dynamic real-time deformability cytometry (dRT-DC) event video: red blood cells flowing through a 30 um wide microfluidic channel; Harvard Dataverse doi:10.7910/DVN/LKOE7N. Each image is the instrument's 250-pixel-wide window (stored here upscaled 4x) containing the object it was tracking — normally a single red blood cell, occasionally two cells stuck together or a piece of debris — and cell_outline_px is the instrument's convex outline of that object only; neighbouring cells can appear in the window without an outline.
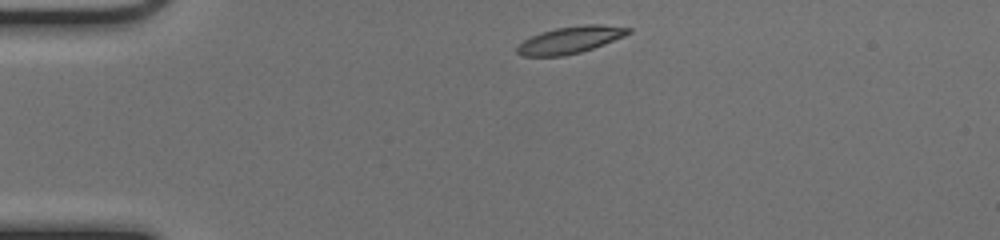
{"species": "common noctule bat (a hibernating species)", "species_latin": "Nyctalus noctula", "temperature_condition": "cold", "stored_images_in_passage": 41, "camera_frame_rate_fps": 3000, "um_per_image_px": 0.085, "animal": {"sex": "female", "body_mass_g": 17.0, "forearm_length_mm": 48.0}, "frame": {"image": 1, "passage_image": 1, "time_ms": 0.0, "image_size_px": [1000, 240], "cell_outline_px": [[632, 32], [624, 36], [604, 44], [580, 52], [564, 56], [520, 56], [516, 52], [516, 48], [524, 40], [540, 32], [556, 28], [584, 24], [600, 24], [632, 28]], "centroid_in_image_um": [48.47, 3.39], "position_along_channel_um": 36.5, "area_um2": 17.46}}
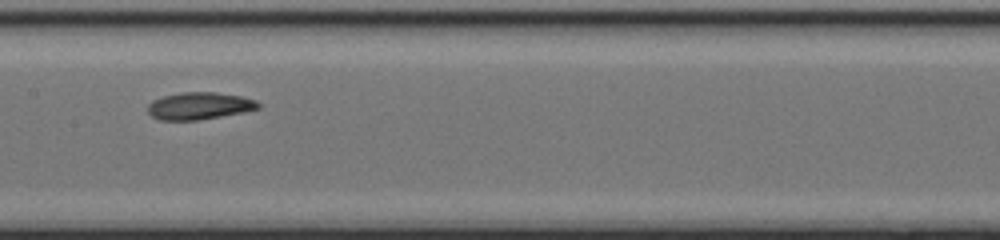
{"frame": {"image": 2, "passage_image": 16, "time_ms": 5.0, "image_size_px": [1000, 240], "cell_outline_px": [[260, 108], [244, 112], [200, 120], [160, 120], [152, 116], [148, 112], [148, 104], [152, 100], [164, 96], [180, 92], [216, 92], [240, 96], [256, 100], [260, 104]], "centroid_in_image_um": [16.94, 9.0], "position_along_channel_um": 190.5, "area_um2": 17.57}}
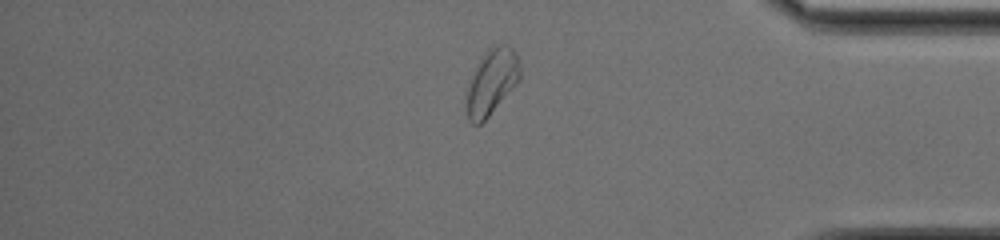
{"frame": {"image": 3, "passage_image": 33, "time_ms": 10.667, "image_size_px": [1000, 240], "cell_outline_px": [[520, 76], [516, 84], [488, 116], [480, 124], [472, 124], [468, 120], [464, 104], [464, 96], [472, 76], [480, 60], [488, 48], [492, 44], [508, 44], [512, 48], [516, 56], [520, 68]], "centroid_in_image_um": [41.75, 6.97], "position_along_channel_um": 393.5, "area_um2": 20.35}, "authors_computed_cell_mechanics": {"area_um2": 17.918, "velocity_mm_per_s": 3.9967, "shape_relaxation_time_tau1_ms": 2.1047, "shape_relaxation_time_tau2_ms": 8.4745, "deformation_change_tau1": 0.1372, "deformation_change_tau2": 0.1567}}